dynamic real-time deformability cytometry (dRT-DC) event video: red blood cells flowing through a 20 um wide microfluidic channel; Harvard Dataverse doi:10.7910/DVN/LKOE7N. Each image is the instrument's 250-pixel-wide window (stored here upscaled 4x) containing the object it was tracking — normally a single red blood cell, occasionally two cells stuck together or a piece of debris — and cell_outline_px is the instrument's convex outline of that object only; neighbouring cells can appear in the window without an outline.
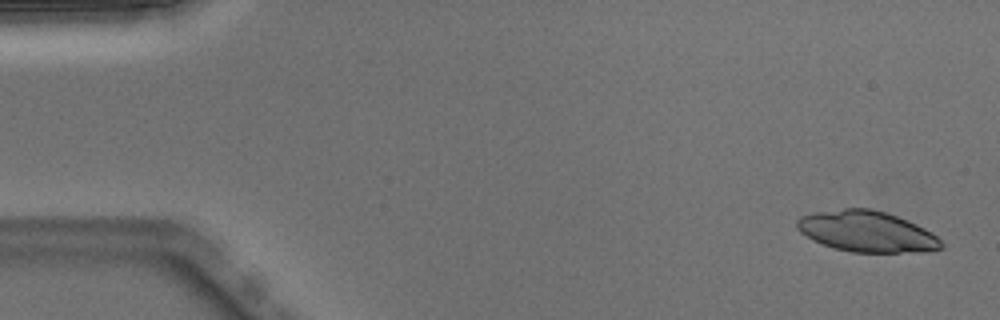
{"species": "Egyptian fruit bat (a non-hibernating species)", "species_latin": "Rousettus aegyptiacus", "temperature_condition": "warm", "stored_images_in_passage": 7, "camera_frame_rate_fps": 3000, "um_per_image_px": 0.085, "animal": {"sex": "male"}, "frame": {"image": 1, "passage_image": 1, "time_ms": 0.0, "image_size_px": [1000, 320], "cell_outline_px": [[944, 248], [928, 252], [852, 252], [836, 248], [812, 240], [800, 232], [796, 228], [796, 220], [800, 216], [816, 212], [844, 208], [872, 208], [908, 220], [932, 232], [944, 244]], "centroid_in_image_um": [73.69, 19.68], "position_along_channel_um": 11.3, "area_um2": 34.51}}
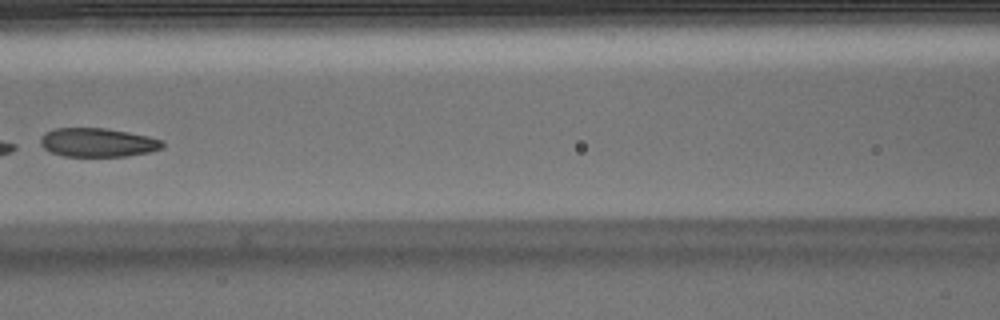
{"frame": {"image": 2, "passage_image": 7, "time_ms": 2.0, "image_size_px": [1000, 320], "cell_outline_px": [[164, 148], [152, 152], [128, 156], [64, 156], [52, 152], [44, 148], [40, 144], [40, 136], [44, 132], [52, 128], [104, 128], [128, 132], [148, 136], [164, 140]], "centroid_in_image_um": [8.32, 12.11], "position_along_channel_um": 158.3, "area_um2": 20.75}}